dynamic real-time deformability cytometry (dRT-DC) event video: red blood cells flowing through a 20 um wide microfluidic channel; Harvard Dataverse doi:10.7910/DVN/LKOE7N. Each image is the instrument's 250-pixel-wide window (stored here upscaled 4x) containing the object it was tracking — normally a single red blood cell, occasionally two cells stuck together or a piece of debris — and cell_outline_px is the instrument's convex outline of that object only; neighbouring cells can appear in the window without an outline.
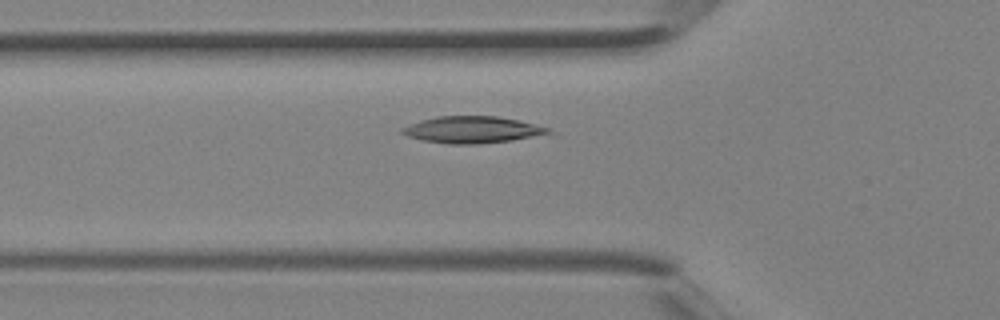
{"species": "Egyptian fruit bat (a non-hibernating species)", "species_latin": "Rousettus aegyptiacus", "temperature_condition": "room temperature", "stored_images_in_passage": 3, "camera_frame_rate_fps": 3000, "um_per_image_px": 0.085, "animal": {"sex": "female"}, "frame": {"image": 1, "passage_image": 3, "time_ms": 0.667, "image_size_px": [1000, 320], "cell_outline_px": [[552, 132], [512, 140], [476, 144], [448, 144], [420, 140], [408, 136], [400, 132], [400, 128], [408, 124], [420, 120], [436, 116], [496, 116], [516, 120], [548, 128]], "centroid_in_image_um": [40.01, 11.02], "position_along_channel_um": 85.8, "area_um2": 22.54}}